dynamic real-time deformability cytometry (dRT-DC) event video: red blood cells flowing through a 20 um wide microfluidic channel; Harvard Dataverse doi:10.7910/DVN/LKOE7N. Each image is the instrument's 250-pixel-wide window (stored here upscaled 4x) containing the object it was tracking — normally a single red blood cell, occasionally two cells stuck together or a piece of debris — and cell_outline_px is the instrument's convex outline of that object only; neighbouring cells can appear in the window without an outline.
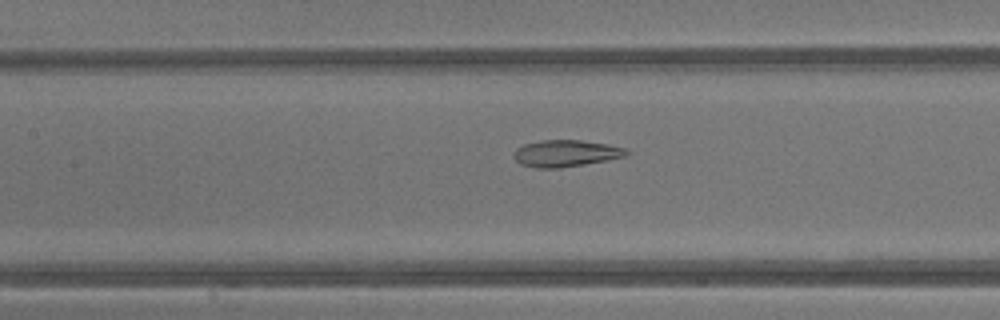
{"species": "common noctule bat (a hibernating species)", "species_latin": "Nyctalus noctula", "temperature_condition": "warm", "stored_images_in_passage": 43, "camera_frame_rate_fps": 3000, "um_per_image_px": 0.085, "animal": {"sex": "male", "body_mass_g": 13.3}, "frame": {"image": 1, "passage_image": 20, "time_ms": 6.333, "image_size_px": [1000, 320], "cell_outline_px": [[632, 152], [624, 156], [608, 160], [560, 168], [536, 168], [520, 164], [512, 156], [512, 152], [516, 148], [524, 144], [540, 140], [580, 140], [608, 144], [624, 148]], "centroid_in_image_um": [48.06, 13.03], "position_along_channel_um": 159.3, "area_um2": 17.69}}
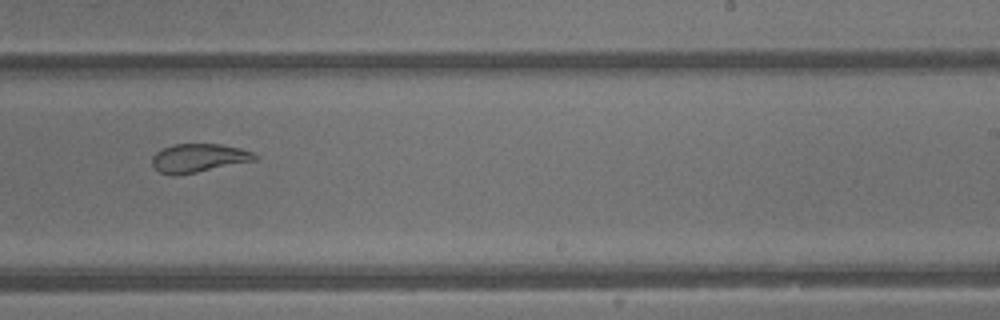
{"frame": {"image": 2, "passage_image": 27, "time_ms": 8.667, "image_size_px": [1000, 320], "cell_outline_px": [[256, 160], [176, 176], [172, 176], [160, 172], [152, 164], [152, 156], [156, 152], [172, 144], [220, 144], [240, 148], [252, 152], [256, 156]], "centroid_in_image_um": [16.84, 13.43], "position_along_channel_um": 272.2, "area_um2": 16.94}}
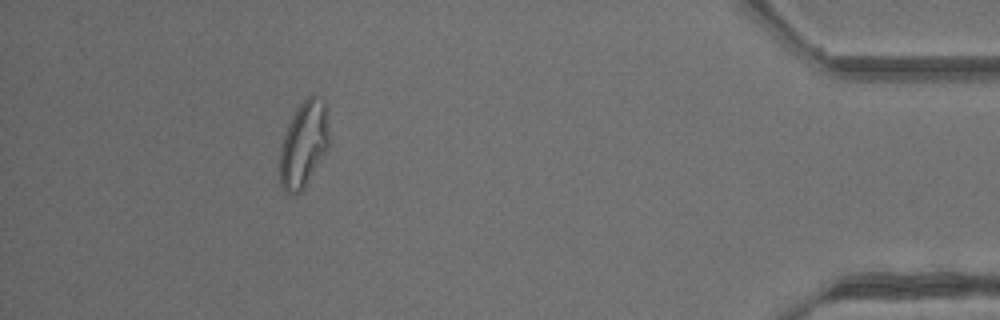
{"frame": {"image": 3, "passage_image": 39, "time_ms": 12.667, "image_size_px": [1000, 320], "cell_outline_px": [[328, 148], [304, 188], [296, 196], [292, 196], [284, 192], [280, 184], [280, 148], [288, 124], [296, 108], [308, 96], [316, 96], [324, 100], [328, 132]], "centroid_in_image_um": [25.79, 12.32], "position_along_channel_um": 409.4, "area_um2": 24.57}, "authors_computed_cell_mechanics": {"area_um2": 22.7732, "velocity_mm_per_s": 4.8528, "shape_relaxation_time_tau1_ms": null, "shape_relaxation_time_tau2_ms": 1.3627, "deformation_change_tau1": null, "deformation_change_tau2": 0.085}}